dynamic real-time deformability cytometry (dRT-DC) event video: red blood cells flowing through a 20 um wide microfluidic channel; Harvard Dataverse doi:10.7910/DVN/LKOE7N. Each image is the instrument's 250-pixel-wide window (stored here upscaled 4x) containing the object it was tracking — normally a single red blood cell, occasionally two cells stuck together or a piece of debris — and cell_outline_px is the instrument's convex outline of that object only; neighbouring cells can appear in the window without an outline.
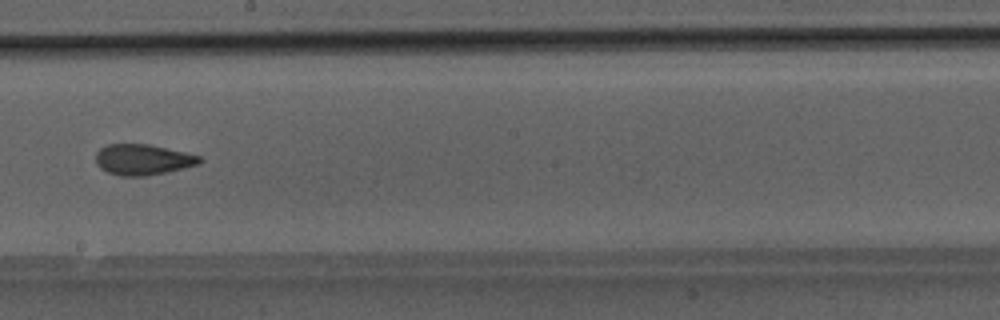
{"species": "Egyptian fruit bat (a non-hibernating species)", "species_latin": "Rousettus aegyptiacus", "temperature_condition": "room temperature", "stored_images_in_passage": 24, "camera_frame_rate_fps": 3000, "um_per_image_px": 0.085, "animal": {"sex": "male"}, "frame": {"image": 1, "passage_image": 17, "time_ms": 5.333, "image_size_px": [1000, 320], "cell_outline_px": [[204, 160], [200, 164], [168, 172], [144, 176], [120, 176], [108, 172], [100, 168], [96, 164], [96, 152], [100, 148], [108, 144], [148, 144], [184, 152], [200, 156]], "centroid_in_image_um": [12.14, 13.57], "position_along_channel_um": 236.1, "area_um2": 18.67}}